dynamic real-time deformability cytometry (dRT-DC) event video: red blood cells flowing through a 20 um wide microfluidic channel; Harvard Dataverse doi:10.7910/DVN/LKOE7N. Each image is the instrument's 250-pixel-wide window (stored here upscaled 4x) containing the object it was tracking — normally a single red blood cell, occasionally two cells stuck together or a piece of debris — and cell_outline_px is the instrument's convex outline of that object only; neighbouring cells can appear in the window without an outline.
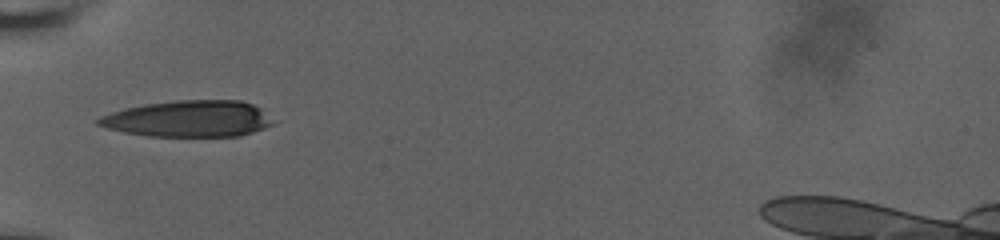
{"species": "human", "species_latin": "Homo sapiens", "temperature_condition": "room temperature", "stored_images_in_passage": 21, "camera_frame_rate_fps": 3000, "um_per_image_px": 0.085, "donor": {"sex": "male"}, "frame": {"image": 1, "passage_image": 1, "time_ms": 0.0, "image_size_px": [1000, 240], "cell_outline_px": [[272, 124], [264, 128], [240, 136], [148, 136], [124, 132], [108, 128], [96, 124], [96, 120], [100, 116], [124, 108], [144, 104], [176, 100], [240, 100], [252, 104], [260, 108]], "centroid_in_image_um": [15.97, 10.09], "position_along_channel_um": 69.0, "area_um2": 36.76}}
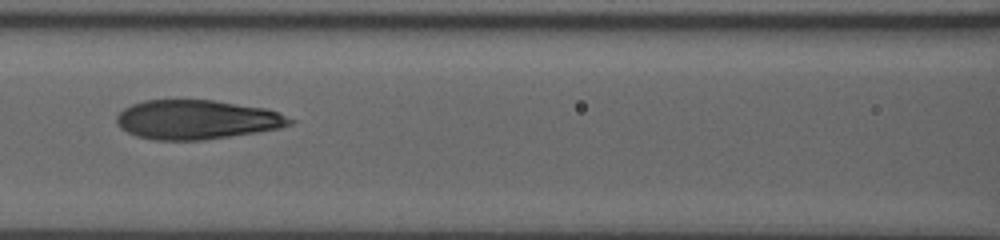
{"frame": {"image": 2, "passage_image": 14, "time_ms": 2.333, "image_size_px": [1000, 240], "cell_outline_px": [[296, 120], [292, 124], [280, 128], [256, 132], [204, 140], [152, 140], [136, 136], [120, 128], [116, 124], [116, 116], [124, 108], [132, 104], [144, 100], [212, 100], [264, 108], [276, 112]], "centroid_in_image_um": [16.69, 10.17], "position_along_channel_um": 149.9, "area_um2": 39.59}}
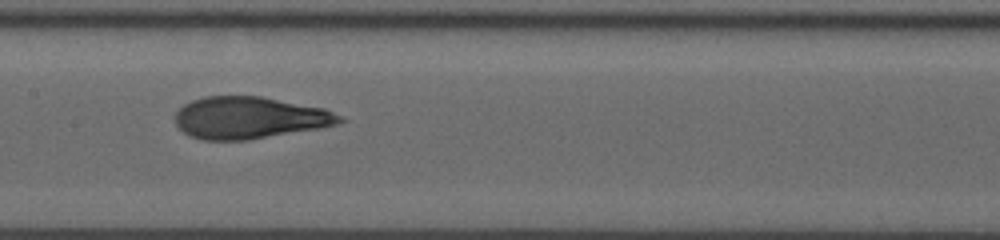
{"frame": {"image": 3, "passage_image": 20, "time_ms": 3.333, "image_size_px": [1000, 240], "cell_outline_px": [[348, 120], [336, 124], [320, 128], [248, 140], [200, 140], [188, 136], [176, 124], [176, 112], [184, 104], [192, 100], [204, 96], [260, 96], [324, 108], [344, 116]], "centroid_in_image_um": [21.23, 10.01], "position_along_channel_um": 186.2, "area_um2": 40.4}}